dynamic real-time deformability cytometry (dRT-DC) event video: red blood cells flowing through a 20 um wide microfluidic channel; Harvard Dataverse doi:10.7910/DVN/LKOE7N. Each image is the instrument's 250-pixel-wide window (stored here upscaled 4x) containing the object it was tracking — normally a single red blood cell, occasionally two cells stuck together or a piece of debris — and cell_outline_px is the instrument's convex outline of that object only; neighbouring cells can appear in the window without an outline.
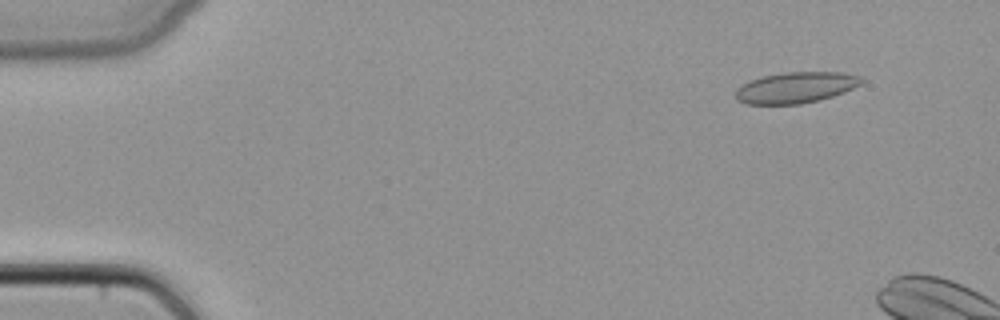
{"species": "common noctule bat (a hibernating species)", "species_latin": "Nyctalus noctula", "temperature_condition": "cold", "stored_images_in_passage": 10, "camera_frame_rate_fps": 3000, "um_per_image_px": 0.085, "animal": {"sex": "female", "body_mass_g": 22.7, "forearm_length_mm": 54.2}, "frame": {"image": 1, "passage_image": 5, "time_ms": 1.333, "image_size_px": [1000, 320], "cell_outline_px": [[864, 80], [860, 84], [844, 92], [820, 100], [800, 104], [744, 104], [736, 100], [736, 88], [760, 76], [788, 72], [840, 72], [860, 76]], "centroid_in_image_um": [67.62, 7.45], "position_along_channel_um": 17.4, "area_um2": 22.72}}